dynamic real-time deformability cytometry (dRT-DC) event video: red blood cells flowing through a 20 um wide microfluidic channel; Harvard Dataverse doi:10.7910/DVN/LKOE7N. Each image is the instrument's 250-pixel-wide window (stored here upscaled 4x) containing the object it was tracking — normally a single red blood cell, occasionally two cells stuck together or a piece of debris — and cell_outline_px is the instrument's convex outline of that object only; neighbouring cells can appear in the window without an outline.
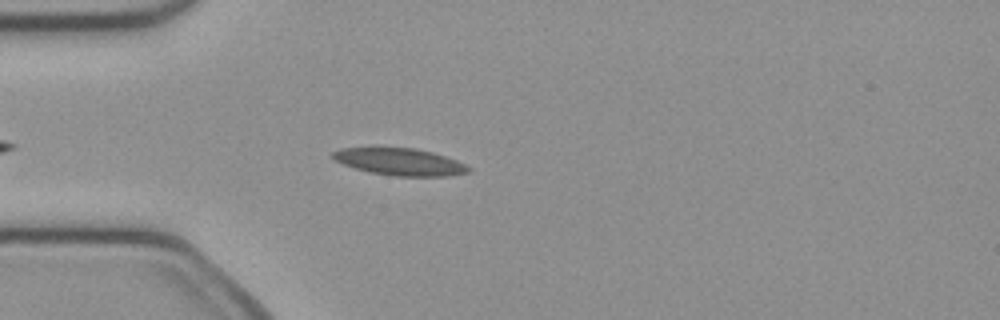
{"species": "common noctule bat (a hibernating species)", "species_latin": "Nyctalus noctula", "temperature_condition": "cold", "stored_images_in_passage": 40, "camera_frame_rate_fps": 3000, "um_per_image_px": 0.085, "animal": {"sex": "female", "body_mass_g": 21.9}, "frame": {"image": 1, "passage_image": 6, "time_ms": 1.667, "image_size_px": [1000, 320], "cell_outline_px": [[472, 168], [468, 172], [448, 176], [392, 176], [368, 172], [344, 164], [336, 160], [332, 156], [332, 152], [340, 148], [416, 148], [432, 152], [456, 160]], "centroid_in_image_um": [34.0, 13.76], "position_along_channel_um": 51.0, "area_um2": 21.21}}
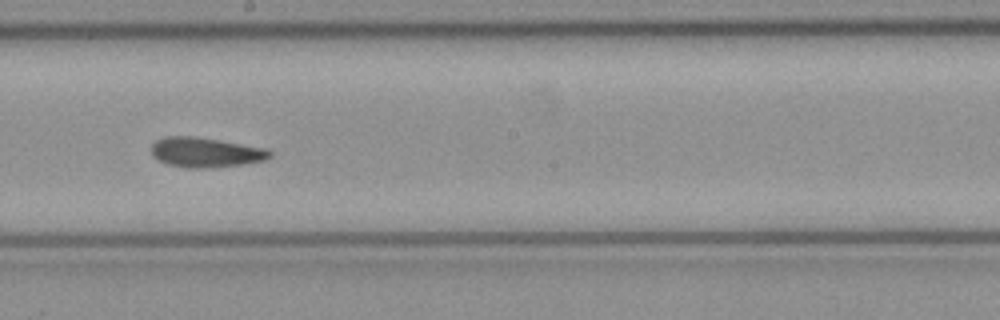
{"frame": {"image": 2, "passage_image": 20, "time_ms": 6.333, "image_size_px": [1000, 320], "cell_outline_px": [[272, 156], [264, 160], [244, 164], [204, 168], [188, 168], [168, 164], [156, 160], [152, 156], [152, 144], [156, 140], [164, 136], [192, 136], [220, 140], [264, 148], [272, 152]], "centroid_in_image_um": [17.44, 12.95], "position_along_channel_um": 230.8, "area_um2": 20.58}}
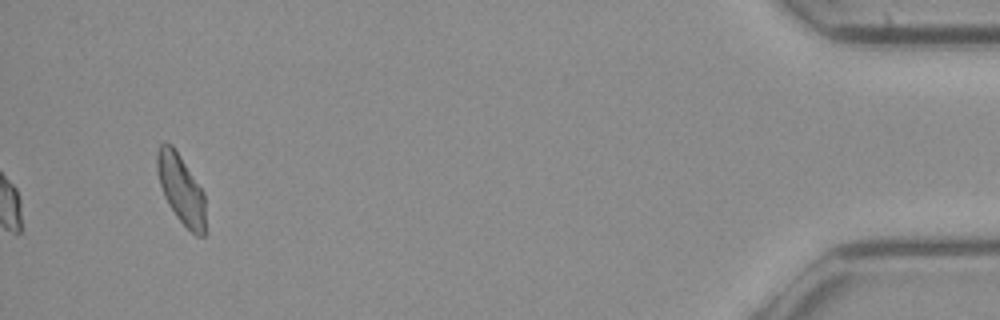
{"frame": {"image": 3, "passage_image": 40, "time_ms": 13.0, "image_size_px": [1000, 320], "cell_outline_px": [[204, 236], [196, 236], [176, 216], [168, 204], [164, 196], [160, 184], [156, 168], [156, 152], [160, 144], [172, 144], [204, 192]], "centroid_in_image_um": [15.36, 16.05], "position_along_channel_um": 419.8, "area_um2": 19.19}, "authors_computed_cell_mechanics": {"area_um2": 20.1144, "velocity_mm_per_s": 4.0505, "shape_relaxation_time_tau1_ms": null, "shape_relaxation_time_tau2_ms": 3.4145, "deformation_change_tau1": null, "deformation_change_tau2": 0.0784}}